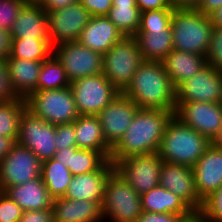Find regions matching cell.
Listing matches in <instances>:
<instances>
[{
	"instance_id": "6da1fadb",
	"label": "cell",
	"mask_w": 222,
	"mask_h": 222,
	"mask_svg": "<svg viewBox=\"0 0 222 222\" xmlns=\"http://www.w3.org/2000/svg\"><path fill=\"white\" fill-rule=\"evenodd\" d=\"M172 111L139 109L124 136L112 149L110 161L115 164L133 155L157 153Z\"/></svg>"
},
{
	"instance_id": "7a4b0ae2",
	"label": "cell",
	"mask_w": 222,
	"mask_h": 222,
	"mask_svg": "<svg viewBox=\"0 0 222 222\" xmlns=\"http://www.w3.org/2000/svg\"><path fill=\"white\" fill-rule=\"evenodd\" d=\"M140 109H158L175 112L176 88L161 61H144L122 92Z\"/></svg>"
},
{
	"instance_id": "3957f363",
	"label": "cell",
	"mask_w": 222,
	"mask_h": 222,
	"mask_svg": "<svg viewBox=\"0 0 222 222\" xmlns=\"http://www.w3.org/2000/svg\"><path fill=\"white\" fill-rule=\"evenodd\" d=\"M211 142L174 115L166 125L158 155L169 163L193 167Z\"/></svg>"
},
{
	"instance_id": "277c9868",
	"label": "cell",
	"mask_w": 222,
	"mask_h": 222,
	"mask_svg": "<svg viewBox=\"0 0 222 222\" xmlns=\"http://www.w3.org/2000/svg\"><path fill=\"white\" fill-rule=\"evenodd\" d=\"M170 25L173 50L206 56L213 31L210 16L196 8H175Z\"/></svg>"
},
{
	"instance_id": "5b68a950",
	"label": "cell",
	"mask_w": 222,
	"mask_h": 222,
	"mask_svg": "<svg viewBox=\"0 0 222 222\" xmlns=\"http://www.w3.org/2000/svg\"><path fill=\"white\" fill-rule=\"evenodd\" d=\"M101 209L104 222H137L142 214L140 195L116 170L106 181Z\"/></svg>"
},
{
	"instance_id": "8992f818",
	"label": "cell",
	"mask_w": 222,
	"mask_h": 222,
	"mask_svg": "<svg viewBox=\"0 0 222 222\" xmlns=\"http://www.w3.org/2000/svg\"><path fill=\"white\" fill-rule=\"evenodd\" d=\"M144 62L135 37H123L103 54L102 73L122 93Z\"/></svg>"
},
{
	"instance_id": "52a82bcc",
	"label": "cell",
	"mask_w": 222,
	"mask_h": 222,
	"mask_svg": "<svg viewBox=\"0 0 222 222\" xmlns=\"http://www.w3.org/2000/svg\"><path fill=\"white\" fill-rule=\"evenodd\" d=\"M26 108L54 125L71 123L79 116L70 86L55 90L34 91L26 98Z\"/></svg>"
},
{
	"instance_id": "ba28073f",
	"label": "cell",
	"mask_w": 222,
	"mask_h": 222,
	"mask_svg": "<svg viewBox=\"0 0 222 222\" xmlns=\"http://www.w3.org/2000/svg\"><path fill=\"white\" fill-rule=\"evenodd\" d=\"M70 88L79 115H97L120 94L103 73L75 80Z\"/></svg>"
},
{
	"instance_id": "9c48e42d",
	"label": "cell",
	"mask_w": 222,
	"mask_h": 222,
	"mask_svg": "<svg viewBox=\"0 0 222 222\" xmlns=\"http://www.w3.org/2000/svg\"><path fill=\"white\" fill-rule=\"evenodd\" d=\"M56 125L24 109L19 120L17 143L30 149L43 162L54 157Z\"/></svg>"
},
{
	"instance_id": "30bf717a",
	"label": "cell",
	"mask_w": 222,
	"mask_h": 222,
	"mask_svg": "<svg viewBox=\"0 0 222 222\" xmlns=\"http://www.w3.org/2000/svg\"><path fill=\"white\" fill-rule=\"evenodd\" d=\"M52 54L64 67L70 82L102 73L103 55L78 41L54 46Z\"/></svg>"
},
{
	"instance_id": "8fae6325",
	"label": "cell",
	"mask_w": 222,
	"mask_h": 222,
	"mask_svg": "<svg viewBox=\"0 0 222 222\" xmlns=\"http://www.w3.org/2000/svg\"><path fill=\"white\" fill-rule=\"evenodd\" d=\"M163 160L158 153L133 155L117 161L115 170L142 195L159 185Z\"/></svg>"
},
{
	"instance_id": "7c38bea8",
	"label": "cell",
	"mask_w": 222,
	"mask_h": 222,
	"mask_svg": "<svg viewBox=\"0 0 222 222\" xmlns=\"http://www.w3.org/2000/svg\"><path fill=\"white\" fill-rule=\"evenodd\" d=\"M91 17L90 12L80 2L62 9L48 11V33L51 47L78 41L83 28Z\"/></svg>"
},
{
	"instance_id": "4fadbf2b",
	"label": "cell",
	"mask_w": 222,
	"mask_h": 222,
	"mask_svg": "<svg viewBox=\"0 0 222 222\" xmlns=\"http://www.w3.org/2000/svg\"><path fill=\"white\" fill-rule=\"evenodd\" d=\"M41 167L38 157L16 142L0 163V191L41 177Z\"/></svg>"
},
{
	"instance_id": "5bb4252c",
	"label": "cell",
	"mask_w": 222,
	"mask_h": 222,
	"mask_svg": "<svg viewBox=\"0 0 222 222\" xmlns=\"http://www.w3.org/2000/svg\"><path fill=\"white\" fill-rule=\"evenodd\" d=\"M222 103V72L206 65L176 88V103Z\"/></svg>"
},
{
	"instance_id": "9a60e30c",
	"label": "cell",
	"mask_w": 222,
	"mask_h": 222,
	"mask_svg": "<svg viewBox=\"0 0 222 222\" xmlns=\"http://www.w3.org/2000/svg\"><path fill=\"white\" fill-rule=\"evenodd\" d=\"M174 116L212 142L222 127V103H176Z\"/></svg>"
},
{
	"instance_id": "2e32d148",
	"label": "cell",
	"mask_w": 222,
	"mask_h": 222,
	"mask_svg": "<svg viewBox=\"0 0 222 222\" xmlns=\"http://www.w3.org/2000/svg\"><path fill=\"white\" fill-rule=\"evenodd\" d=\"M139 109L133 100L120 93L96 115L106 143L112 149L124 136Z\"/></svg>"
},
{
	"instance_id": "e0dca14e",
	"label": "cell",
	"mask_w": 222,
	"mask_h": 222,
	"mask_svg": "<svg viewBox=\"0 0 222 222\" xmlns=\"http://www.w3.org/2000/svg\"><path fill=\"white\" fill-rule=\"evenodd\" d=\"M159 184L178 196L192 211H200L203 202L195 188L191 167L163 161Z\"/></svg>"
},
{
	"instance_id": "ac0fdd59",
	"label": "cell",
	"mask_w": 222,
	"mask_h": 222,
	"mask_svg": "<svg viewBox=\"0 0 222 222\" xmlns=\"http://www.w3.org/2000/svg\"><path fill=\"white\" fill-rule=\"evenodd\" d=\"M192 170L198 197L203 202L222 185V148L211 143Z\"/></svg>"
},
{
	"instance_id": "d6986e66",
	"label": "cell",
	"mask_w": 222,
	"mask_h": 222,
	"mask_svg": "<svg viewBox=\"0 0 222 222\" xmlns=\"http://www.w3.org/2000/svg\"><path fill=\"white\" fill-rule=\"evenodd\" d=\"M115 170L109 161L101 170L72 177L65 198L70 200H91L102 204L106 181Z\"/></svg>"
},
{
	"instance_id": "ffe728a7",
	"label": "cell",
	"mask_w": 222,
	"mask_h": 222,
	"mask_svg": "<svg viewBox=\"0 0 222 222\" xmlns=\"http://www.w3.org/2000/svg\"><path fill=\"white\" fill-rule=\"evenodd\" d=\"M11 39H49L47 12L39 3L27 2L19 12Z\"/></svg>"
},
{
	"instance_id": "44dd1931",
	"label": "cell",
	"mask_w": 222,
	"mask_h": 222,
	"mask_svg": "<svg viewBox=\"0 0 222 222\" xmlns=\"http://www.w3.org/2000/svg\"><path fill=\"white\" fill-rule=\"evenodd\" d=\"M124 36L106 16H92L78 42L102 55Z\"/></svg>"
},
{
	"instance_id": "7402d4cb",
	"label": "cell",
	"mask_w": 222,
	"mask_h": 222,
	"mask_svg": "<svg viewBox=\"0 0 222 222\" xmlns=\"http://www.w3.org/2000/svg\"><path fill=\"white\" fill-rule=\"evenodd\" d=\"M54 222H104L101 204L91 200L53 199Z\"/></svg>"
},
{
	"instance_id": "603a6c76",
	"label": "cell",
	"mask_w": 222,
	"mask_h": 222,
	"mask_svg": "<svg viewBox=\"0 0 222 222\" xmlns=\"http://www.w3.org/2000/svg\"><path fill=\"white\" fill-rule=\"evenodd\" d=\"M2 192L16 202L23 211L52 208L53 198L49 195L42 177L21 185L8 186Z\"/></svg>"
},
{
	"instance_id": "cb8c5ba5",
	"label": "cell",
	"mask_w": 222,
	"mask_h": 222,
	"mask_svg": "<svg viewBox=\"0 0 222 222\" xmlns=\"http://www.w3.org/2000/svg\"><path fill=\"white\" fill-rule=\"evenodd\" d=\"M53 159L66 166L73 176L101 170L110 161L99 151L77 147L57 150Z\"/></svg>"
},
{
	"instance_id": "d4e9b609",
	"label": "cell",
	"mask_w": 222,
	"mask_h": 222,
	"mask_svg": "<svg viewBox=\"0 0 222 222\" xmlns=\"http://www.w3.org/2000/svg\"><path fill=\"white\" fill-rule=\"evenodd\" d=\"M161 63L172 84L177 88L206 66V58L199 54L172 50Z\"/></svg>"
},
{
	"instance_id": "484cf974",
	"label": "cell",
	"mask_w": 222,
	"mask_h": 222,
	"mask_svg": "<svg viewBox=\"0 0 222 222\" xmlns=\"http://www.w3.org/2000/svg\"><path fill=\"white\" fill-rule=\"evenodd\" d=\"M43 62L26 59L6 58L11 86L20 98H27L36 91L39 72Z\"/></svg>"
},
{
	"instance_id": "4316f807",
	"label": "cell",
	"mask_w": 222,
	"mask_h": 222,
	"mask_svg": "<svg viewBox=\"0 0 222 222\" xmlns=\"http://www.w3.org/2000/svg\"><path fill=\"white\" fill-rule=\"evenodd\" d=\"M76 147L101 152L108 160L112 148L106 143L102 127L96 115H79L73 121Z\"/></svg>"
},
{
	"instance_id": "83f0119b",
	"label": "cell",
	"mask_w": 222,
	"mask_h": 222,
	"mask_svg": "<svg viewBox=\"0 0 222 222\" xmlns=\"http://www.w3.org/2000/svg\"><path fill=\"white\" fill-rule=\"evenodd\" d=\"M134 37L144 61H162L173 50L171 25L166 30H138Z\"/></svg>"
},
{
	"instance_id": "f1b7e54d",
	"label": "cell",
	"mask_w": 222,
	"mask_h": 222,
	"mask_svg": "<svg viewBox=\"0 0 222 222\" xmlns=\"http://www.w3.org/2000/svg\"><path fill=\"white\" fill-rule=\"evenodd\" d=\"M142 211L188 216L192 210L174 193L160 184L140 195Z\"/></svg>"
},
{
	"instance_id": "f546056e",
	"label": "cell",
	"mask_w": 222,
	"mask_h": 222,
	"mask_svg": "<svg viewBox=\"0 0 222 222\" xmlns=\"http://www.w3.org/2000/svg\"><path fill=\"white\" fill-rule=\"evenodd\" d=\"M106 17L125 37H134L140 25V11L136 0H112Z\"/></svg>"
},
{
	"instance_id": "4dcf8cb0",
	"label": "cell",
	"mask_w": 222,
	"mask_h": 222,
	"mask_svg": "<svg viewBox=\"0 0 222 222\" xmlns=\"http://www.w3.org/2000/svg\"><path fill=\"white\" fill-rule=\"evenodd\" d=\"M41 177L49 195L55 199L65 196L73 175L66 166L51 158L42 162Z\"/></svg>"
},
{
	"instance_id": "1f68e13d",
	"label": "cell",
	"mask_w": 222,
	"mask_h": 222,
	"mask_svg": "<svg viewBox=\"0 0 222 222\" xmlns=\"http://www.w3.org/2000/svg\"><path fill=\"white\" fill-rule=\"evenodd\" d=\"M51 54L49 39H11L10 58L43 62Z\"/></svg>"
},
{
	"instance_id": "d6a6232c",
	"label": "cell",
	"mask_w": 222,
	"mask_h": 222,
	"mask_svg": "<svg viewBox=\"0 0 222 222\" xmlns=\"http://www.w3.org/2000/svg\"><path fill=\"white\" fill-rule=\"evenodd\" d=\"M71 84L62 64L51 54L43 61L36 91H47L69 87Z\"/></svg>"
},
{
	"instance_id": "836d02e7",
	"label": "cell",
	"mask_w": 222,
	"mask_h": 222,
	"mask_svg": "<svg viewBox=\"0 0 222 222\" xmlns=\"http://www.w3.org/2000/svg\"><path fill=\"white\" fill-rule=\"evenodd\" d=\"M26 108V99L18 98L0 102V136L12 138L17 142L19 120Z\"/></svg>"
},
{
	"instance_id": "e575fe53",
	"label": "cell",
	"mask_w": 222,
	"mask_h": 222,
	"mask_svg": "<svg viewBox=\"0 0 222 222\" xmlns=\"http://www.w3.org/2000/svg\"><path fill=\"white\" fill-rule=\"evenodd\" d=\"M174 9H158L140 12L138 30H166L170 26Z\"/></svg>"
},
{
	"instance_id": "d590c367",
	"label": "cell",
	"mask_w": 222,
	"mask_h": 222,
	"mask_svg": "<svg viewBox=\"0 0 222 222\" xmlns=\"http://www.w3.org/2000/svg\"><path fill=\"white\" fill-rule=\"evenodd\" d=\"M25 0H0V29L10 32Z\"/></svg>"
},
{
	"instance_id": "8d00e7d4",
	"label": "cell",
	"mask_w": 222,
	"mask_h": 222,
	"mask_svg": "<svg viewBox=\"0 0 222 222\" xmlns=\"http://www.w3.org/2000/svg\"><path fill=\"white\" fill-rule=\"evenodd\" d=\"M206 65L222 72V27L213 26L208 52L205 56Z\"/></svg>"
},
{
	"instance_id": "74e56055",
	"label": "cell",
	"mask_w": 222,
	"mask_h": 222,
	"mask_svg": "<svg viewBox=\"0 0 222 222\" xmlns=\"http://www.w3.org/2000/svg\"><path fill=\"white\" fill-rule=\"evenodd\" d=\"M200 211L208 222H222V185L203 201Z\"/></svg>"
},
{
	"instance_id": "f35d334b",
	"label": "cell",
	"mask_w": 222,
	"mask_h": 222,
	"mask_svg": "<svg viewBox=\"0 0 222 222\" xmlns=\"http://www.w3.org/2000/svg\"><path fill=\"white\" fill-rule=\"evenodd\" d=\"M23 209L0 191V222H19Z\"/></svg>"
},
{
	"instance_id": "ab89813d",
	"label": "cell",
	"mask_w": 222,
	"mask_h": 222,
	"mask_svg": "<svg viewBox=\"0 0 222 222\" xmlns=\"http://www.w3.org/2000/svg\"><path fill=\"white\" fill-rule=\"evenodd\" d=\"M57 150L65 147H76L74 123H64L56 125L54 140Z\"/></svg>"
},
{
	"instance_id": "60d3db41",
	"label": "cell",
	"mask_w": 222,
	"mask_h": 222,
	"mask_svg": "<svg viewBox=\"0 0 222 222\" xmlns=\"http://www.w3.org/2000/svg\"><path fill=\"white\" fill-rule=\"evenodd\" d=\"M18 98L19 97L11 86L6 59L0 58V102H6Z\"/></svg>"
},
{
	"instance_id": "b9f144b4",
	"label": "cell",
	"mask_w": 222,
	"mask_h": 222,
	"mask_svg": "<svg viewBox=\"0 0 222 222\" xmlns=\"http://www.w3.org/2000/svg\"><path fill=\"white\" fill-rule=\"evenodd\" d=\"M91 14V16H106L112 8V0H77Z\"/></svg>"
},
{
	"instance_id": "7bdbcfd3",
	"label": "cell",
	"mask_w": 222,
	"mask_h": 222,
	"mask_svg": "<svg viewBox=\"0 0 222 222\" xmlns=\"http://www.w3.org/2000/svg\"><path fill=\"white\" fill-rule=\"evenodd\" d=\"M19 222H54L52 208L23 211Z\"/></svg>"
},
{
	"instance_id": "ee69618b",
	"label": "cell",
	"mask_w": 222,
	"mask_h": 222,
	"mask_svg": "<svg viewBox=\"0 0 222 222\" xmlns=\"http://www.w3.org/2000/svg\"><path fill=\"white\" fill-rule=\"evenodd\" d=\"M183 217L172 213H154L142 211L137 222H179Z\"/></svg>"
},
{
	"instance_id": "f6af8a7d",
	"label": "cell",
	"mask_w": 222,
	"mask_h": 222,
	"mask_svg": "<svg viewBox=\"0 0 222 222\" xmlns=\"http://www.w3.org/2000/svg\"><path fill=\"white\" fill-rule=\"evenodd\" d=\"M140 12L158 9H175L169 0H136Z\"/></svg>"
},
{
	"instance_id": "bcb514c9",
	"label": "cell",
	"mask_w": 222,
	"mask_h": 222,
	"mask_svg": "<svg viewBox=\"0 0 222 222\" xmlns=\"http://www.w3.org/2000/svg\"><path fill=\"white\" fill-rule=\"evenodd\" d=\"M76 2L77 0H40L38 3L46 12H48L52 10L65 8Z\"/></svg>"
},
{
	"instance_id": "7dc6e473",
	"label": "cell",
	"mask_w": 222,
	"mask_h": 222,
	"mask_svg": "<svg viewBox=\"0 0 222 222\" xmlns=\"http://www.w3.org/2000/svg\"><path fill=\"white\" fill-rule=\"evenodd\" d=\"M11 49L10 32L0 29V58L6 59L9 56Z\"/></svg>"
},
{
	"instance_id": "c3c4849f",
	"label": "cell",
	"mask_w": 222,
	"mask_h": 222,
	"mask_svg": "<svg viewBox=\"0 0 222 222\" xmlns=\"http://www.w3.org/2000/svg\"><path fill=\"white\" fill-rule=\"evenodd\" d=\"M222 6V0H201L196 9L205 15H210Z\"/></svg>"
},
{
	"instance_id": "681fc988",
	"label": "cell",
	"mask_w": 222,
	"mask_h": 222,
	"mask_svg": "<svg viewBox=\"0 0 222 222\" xmlns=\"http://www.w3.org/2000/svg\"><path fill=\"white\" fill-rule=\"evenodd\" d=\"M15 143L12 138L0 136V163Z\"/></svg>"
},
{
	"instance_id": "f907efd6",
	"label": "cell",
	"mask_w": 222,
	"mask_h": 222,
	"mask_svg": "<svg viewBox=\"0 0 222 222\" xmlns=\"http://www.w3.org/2000/svg\"><path fill=\"white\" fill-rule=\"evenodd\" d=\"M174 8H196L201 0H169Z\"/></svg>"
},
{
	"instance_id": "816d5d0a",
	"label": "cell",
	"mask_w": 222,
	"mask_h": 222,
	"mask_svg": "<svg viewBox=\"0 0 222 222\" xmlns=\"http://www.w3.org/2000/svg\"><path fill=\"white\" fill-rule=\"evenodd\" d=\"M179 222H208L201 211H192L188 216L183 217Z\"/></svg>"
},
{
	"instance_id": "f5cc1de1",
	"label": "cell",
	"mask_w": 222,
	"mask_h": 222,
	"mask_svg": "<svg viewBox=\"0 0 222 222\" xmlns=\"http://www.w3.org/2000/svg\"><path fill=\"white\" fill-rule=\"evenodd\" d=\"M209 16L213 26L222 27V6L212 12Z\"/></svg>"
},
{
	"instance_id": "db71d44e",
	"label": "cell",
	"mask_w": 222,
	"mask_h": 222,
	"mask_svg": "<svg viewBox=\"0 0 222 222\" xmlns=\"http://www.w3.org/2000/svg\"><path fill=\"white\" fill-rule=\"evenodd\" d=\"M211 143L217 147L222 148V127H221L218 135L215 137V139Z\"/></svg>"
},
{
	"instance_id": "11a10c76",
	"label": "cell",
	"mask_w": 222,
	"mask_h": 222,
	"mask_svg": "<svg viewBox=\"0 0 222 222\" xmlns=\"http://www.w3.org/2000/svg\"><path fill=\"white\" fill-rule=\"evenodd\" d=\"M26 2L38 3L40 0H25Z\"/></svg>"
}]
</instances>
